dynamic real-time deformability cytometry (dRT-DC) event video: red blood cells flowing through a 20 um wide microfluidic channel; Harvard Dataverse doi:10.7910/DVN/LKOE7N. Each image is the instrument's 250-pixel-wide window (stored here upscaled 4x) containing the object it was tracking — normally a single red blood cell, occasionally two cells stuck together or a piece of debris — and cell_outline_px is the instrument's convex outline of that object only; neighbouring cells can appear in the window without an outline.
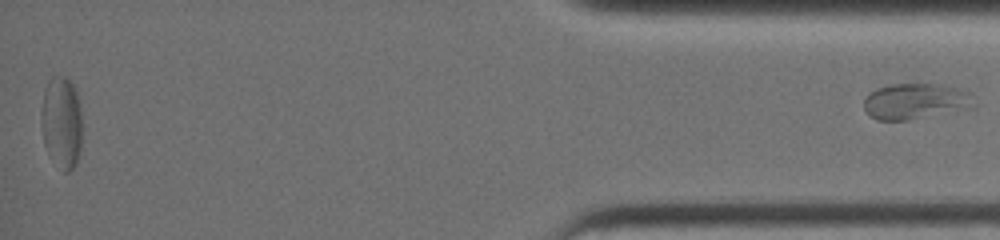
{"species": "common noctule bat (a hibernating species)", "species_latin": "Nyctalus noctula", "temperature_condition": "warm", "stored_images_in_passage": 41, "segment_of_instrument_passage": [2, 2], "camera_frame_rate_fps": 3000, "um_per_image_px": 0.085, "animal": {"sex": "female", "body_mass_g": 19.0, "forearm_length_mm": 51.5}, "frame": {"image": 1, "passage_image": 41, "time_ms": 13.333, "image_size_px": [1000, 240], "cell_outline_px": [[980, 104], [976, 108], [908, 120], [876, 120], [864, 108], [864, 100], [876, 88], [892, 84], [944, 84], [968, 92]], "centroid_in_image_um": [77.92, 8.62], "position_along_channel_um": 357.3, "area_um2": 23.29}}